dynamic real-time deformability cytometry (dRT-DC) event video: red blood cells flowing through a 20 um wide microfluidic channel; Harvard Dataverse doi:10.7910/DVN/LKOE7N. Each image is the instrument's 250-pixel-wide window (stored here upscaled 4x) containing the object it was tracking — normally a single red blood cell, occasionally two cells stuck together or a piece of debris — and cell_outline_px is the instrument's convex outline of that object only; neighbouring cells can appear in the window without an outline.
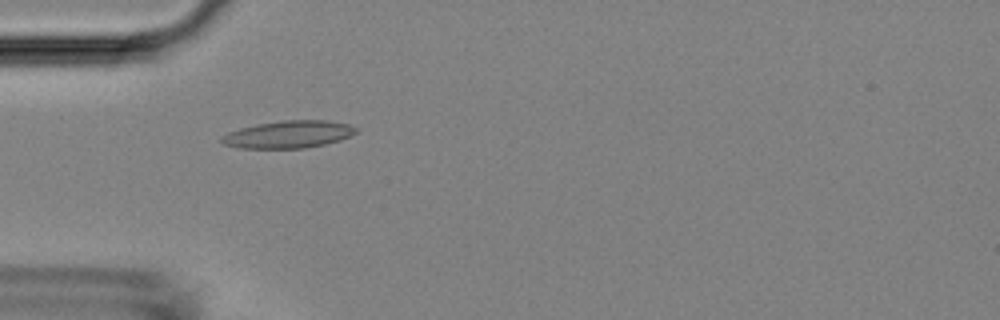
{"species": "Egyptian fruit bat (a non-hibernating species)", "species_latin": "Rousettus aegyptiacus", "temperature_condition": "room temperature", "stored_images_in_passage": 5, "camera_frame_rate_fps": 3000, "um_per_image_px": 0.085, "animal": {"sex": "female"}, "frame": {"image": 1, "passage_image": 4, "time_ms": 3.667, "image_size_px": [1000, 320], "cell_outline_px": [[356, 132], [340, 140], [324, 144], [304, 148], [240, 148], [224, 144], [220, 140], [220, 136], [228, 132], [240, 128], [256, 124], [284, 120], [328, 120], [348, 124], [356, 128]], "centroid_in_image_um": [24.48, 11.42], "position_along_channel_um": 60.5, "area_um2": 21.33}}